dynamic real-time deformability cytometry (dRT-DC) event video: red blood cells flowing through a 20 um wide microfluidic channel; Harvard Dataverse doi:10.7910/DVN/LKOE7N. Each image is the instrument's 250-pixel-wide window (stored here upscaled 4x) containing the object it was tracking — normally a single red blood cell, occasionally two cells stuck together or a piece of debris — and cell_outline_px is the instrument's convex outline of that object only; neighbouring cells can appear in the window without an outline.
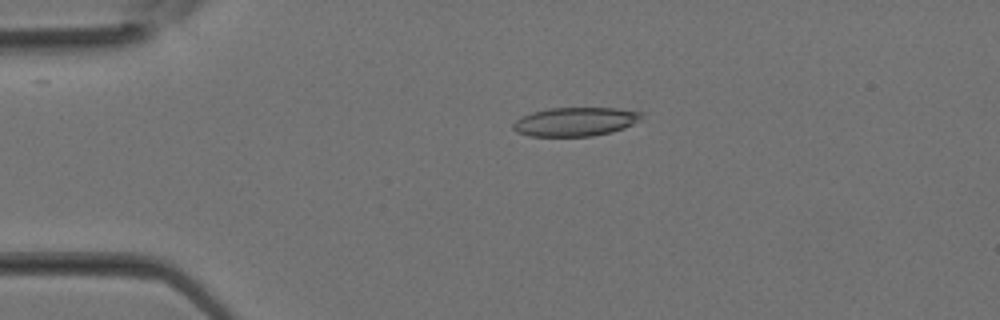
{"species": "Egyptian fruit bat (a non-hibernating species)", "species_latin": "Rousettus aegyptiacus", "temperature_condition": "room temperature", "stored_images_in_passage": 32, "camera_frame_rate_fps": 3000, "um_per_image_px": 0.085, "animal": {"sex": "female"}, "frame": {"image": 1, "passage_image": 7, "time_ms": 2.0, "image_size_px": [1000, 320], "cell_outline_px": [[644, 112], [632, 124], [624, 128], [612, 132], [592, 136], [528, 136], [516, 132], [512, 128], [512, 124], [516, 120], [532, 112], [548, 108], [616, 108]], "centroid_in_image_um": [48.86, 10.35], "position_along_channel_um": 36.1, "area_um2": 21.44}}
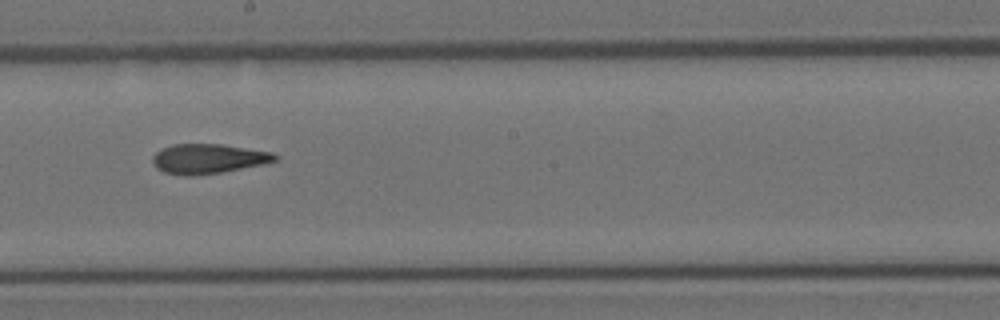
{"frame": {"image": 2, "passage_image": 18, "time_ms": 5.667, "image_size_px": [1000, 320], "cell_outline_px": [[280, 156], [276, 160], [264, 164], [220, 172], [188, 176], [164, 172], [156, 168], [152, 160], [152, 156], [156, 152], [172, 144], [224, 144], [272, 152]], "centroid_in_image_um": [17.71, 13.48], "position_along_channel_um": 230.5, "area_um2": 21.1}}
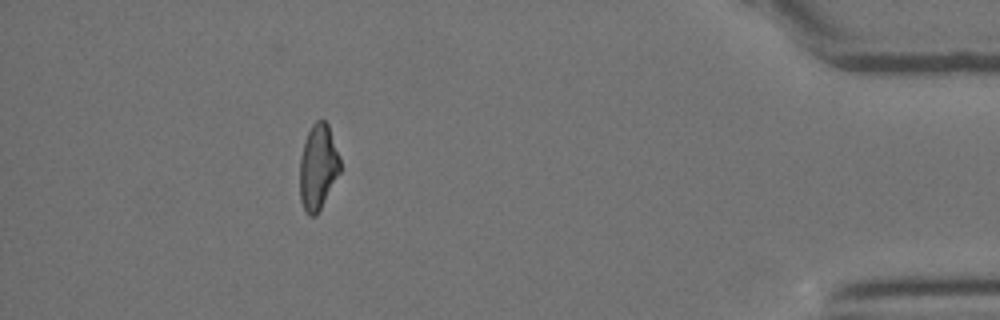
{"frame": {"image": 3, "passage_image": 29, "time_ms": 9.333, "image_size_px": [1000, 320], "cell_outline_px": [[340, 172], [316, 216], [308, 216], [300, 200], [300, 156], [304, 140], [312, 124], [316, 120], [324, 120], [328, 124], [340, 160]], "centroid_in_image_um": [27.01, 14.2], "position_along_channel_um": 408.2, "area_um2": 19.94}}